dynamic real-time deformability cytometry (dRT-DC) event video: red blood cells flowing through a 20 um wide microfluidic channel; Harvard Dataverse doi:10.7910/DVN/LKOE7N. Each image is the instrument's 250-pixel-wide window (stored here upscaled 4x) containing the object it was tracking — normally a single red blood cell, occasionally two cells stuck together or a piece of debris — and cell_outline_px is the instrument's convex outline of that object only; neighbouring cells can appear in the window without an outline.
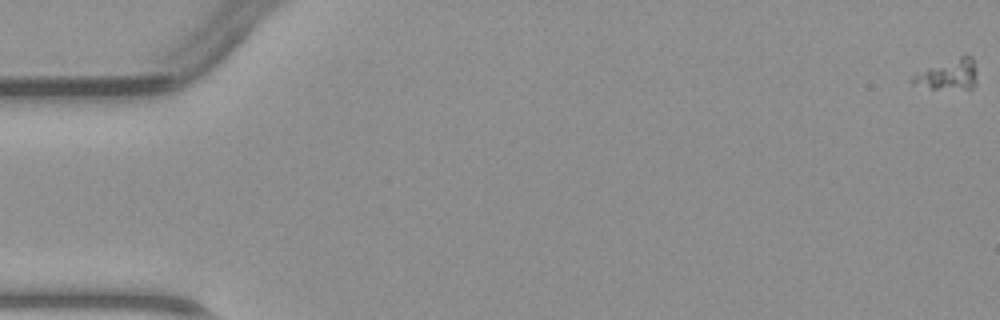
{"species": "common noctule bat (a hibernating species)", "species_latin": "Nyctalus noctula", "temperature_condition": "warm", "stored_images_in_passage": 5, "camera_frame_rate_fps": 3000, "um_per_image_px": 0.085, "animal": {"sex": "male", "body_mass_g": 23.1, "forearm_length_mm": 52.7}, "frame": {"image": 1, "passage_image": 1, "time_ms": 0.0, "image_size_px": [1000, 320], "cell_outline_px": [[976, 84], [972, 88], [932, 88], [912, 84], [908, 80], [916, 72], [960, 56], [972, 56], [976, 72]], "centroid_in_image_um": [80.57, 6.34], "position_along_channel_um": 4.4, "area_um2": 11.27}}
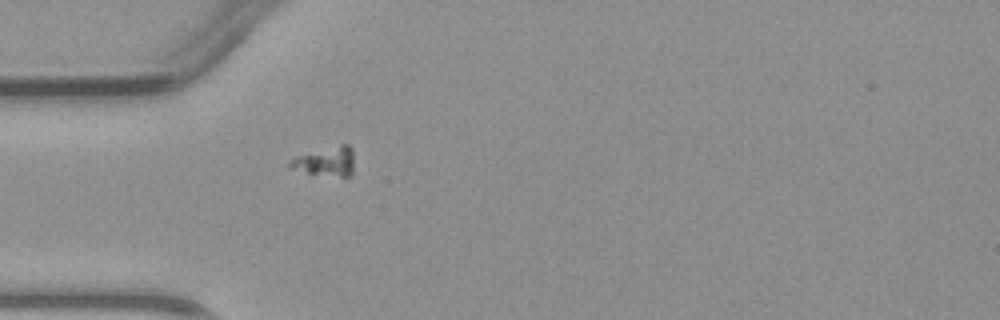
{"frame": {"image": 2, "passage_image": 5, "time_ms": 5.0, "image_size_px": [1000, 320], "cell_outline_px": [[352, 176], [340, 176], [308, 172], [288, 168], [288, 160], [296, 156], [340, 144], [348, 144], [352, 148]], "centroid_in_image_um": [27.67, 13.7], "position_along_channel_um": 57.3, "area_um2": 10.69}}